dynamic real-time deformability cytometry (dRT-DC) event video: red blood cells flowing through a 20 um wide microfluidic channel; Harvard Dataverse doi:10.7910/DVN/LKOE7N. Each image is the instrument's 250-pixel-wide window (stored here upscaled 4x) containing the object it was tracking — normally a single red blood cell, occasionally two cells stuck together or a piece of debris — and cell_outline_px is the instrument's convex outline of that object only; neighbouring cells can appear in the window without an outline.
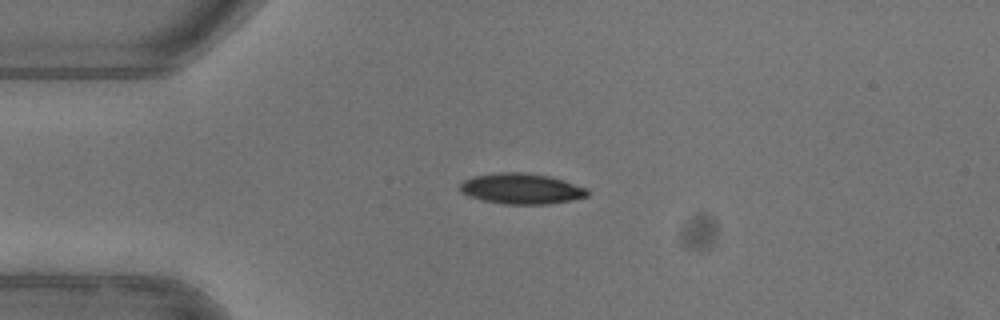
{"species": "common noctule bat (a hibernating species)", "species_latin": "Nyctalus noctula", "temperature_condition": "warm", "stored_images_in_passage": 34, "camera_frame_rate_fps": 3000, "um_per_image_px": 0.085, "animal": {"sex": "female"}, "frame": {"image": 1, "passage_image": 2, "time_ms": 0.333, "image_size_px": [1000, 320], "cell_outline_px": [[588, 196], [572, 200], [548, 204], [504, 204], [484, 200], [460, 192], [460, 184], [464, 180], [472, 176], [500, 172], [524, 172], [548, 176], [564, 180], [588, 188]], "centroid_in_image_um": [44.34, 16.03], "position_along_channel_um": 40.7, "area_um2": 22.72}}
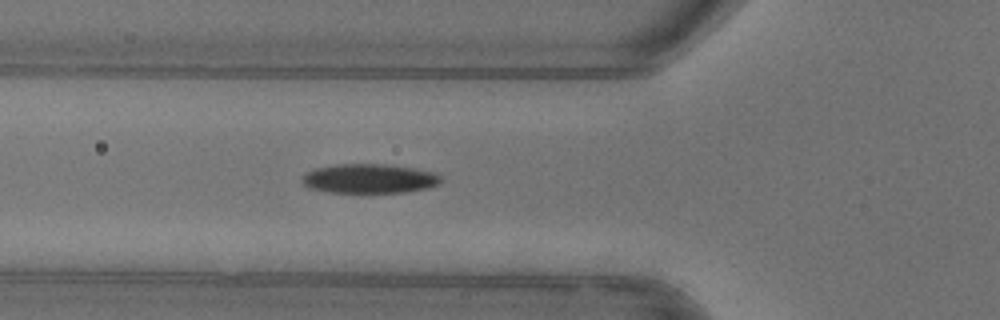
{"frame": {"image": 2, "passage_image": 8, "time_ms": 2.333, "image_size_px": [1000, 320], "cell_outline_px": [[444, 180], [440, 184], [428, 188], [404, 192], [328, 192], [308, 188], [300, 180], [308, 172], [316, 168], [336, 164], [392, 164], [440, 172]], "centroid_in_image_um": [31.5, 15.17], "position_along_channel_um": 94.3, "area_um2": 24.16}}
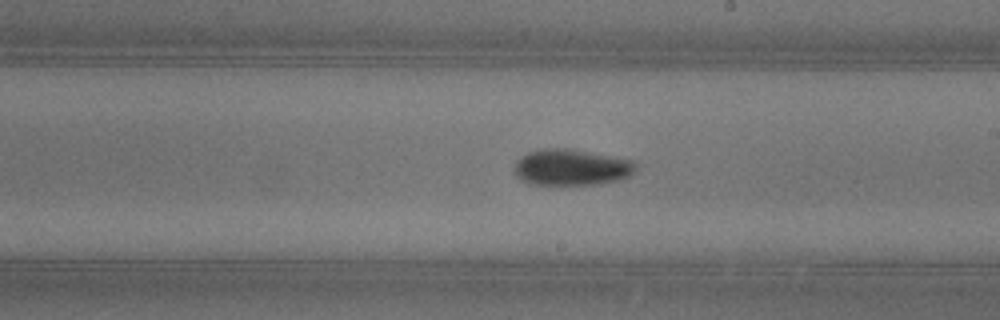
{"frame": {"image": 3, "passage_image": 19, "time_ms": 6.0, "image_size_px": [1000, 320], "cell_outline_px": [[636, 172], [620, 180], [600, 184], [528, 184], [520, 180], [512, 172], [516, 160], [520, 156], [528, 152], [544, 148], [568, 148], [632, 160], [636, 164]], "centroid_in_image_um": [48.52, 14.22], "position_along_channel_um": 240.5, "area_um2": 25.89}, "authors_computed_cell_mechanics": {"area_um2": 24.4205, "velocity_mm_per_s": 3.977, "shape_relaxation_time_tau1_ms": 3.0446, "shape_relaxation_time_tau2_ms": 8.272, "deformation_change_tau1": 0.136, "deformation_change_tau2": 0.1277}}